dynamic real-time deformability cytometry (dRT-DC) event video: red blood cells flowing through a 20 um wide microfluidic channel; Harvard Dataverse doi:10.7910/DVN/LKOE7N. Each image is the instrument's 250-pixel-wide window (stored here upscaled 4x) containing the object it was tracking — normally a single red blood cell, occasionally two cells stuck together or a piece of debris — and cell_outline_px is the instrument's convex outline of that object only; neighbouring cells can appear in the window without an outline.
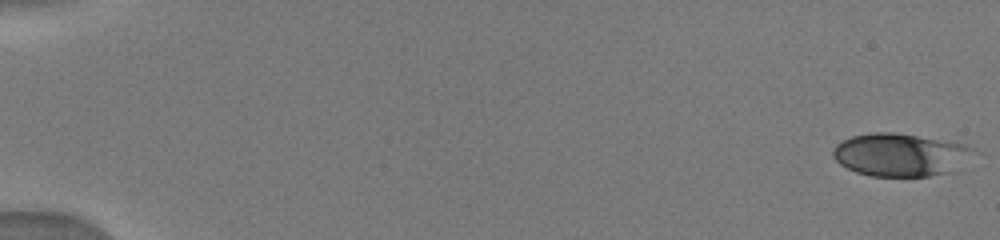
{"species": "human", "species_latin": "Homo sapiens", "temperature_condition": "warm", "stored_images_in_passage": 18, "camera_frame_rate_fps": 3000, "um_per_image_px": 0.085, "donor": {"sex": "male"}, "frame": {"image": 1, "passage_image": 1, "time_ms": 0.0, "image_size_px": [1000, 240], "cell_outline_px": [[980, 152], [956, 172], [928, 176], [868, 176], [856, 172], [840, 164], [832, 156], [832, 148], [840, 140], [852, 136], [872, 132], [896, 132], [956, 140], [968, 144], [976, 148]], "centroid_in_image_um": [76.68, 13.13], "position_along_channel_um": 8.3, "area_um2": 36.76}}
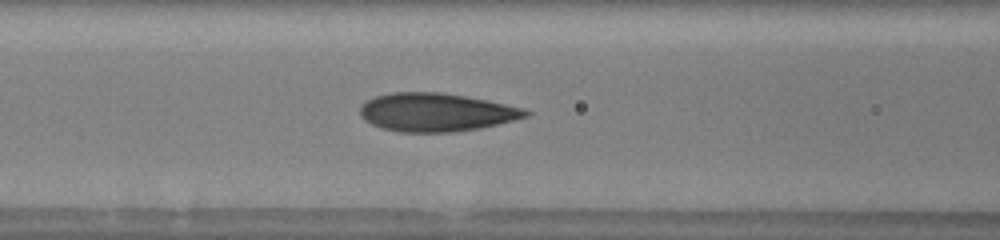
{"frame": {"image": 2, "passage_image": 13, "time_ms": 7.333, "image_size_px": [1000, 240], "cell_outline_px": [[532, 112], [528, 116], [480, 128], [452, 132], [400, 132], [380, 128], [364, 120], [360, 116], [360, 104], [376, 96], [388, 92], [440, 92], [488, 100], [524, 108]], "centroid_in_image_um": [37.04, 9.54], "position_along_channel_um": 129.6, "area_um2": 37.05}}
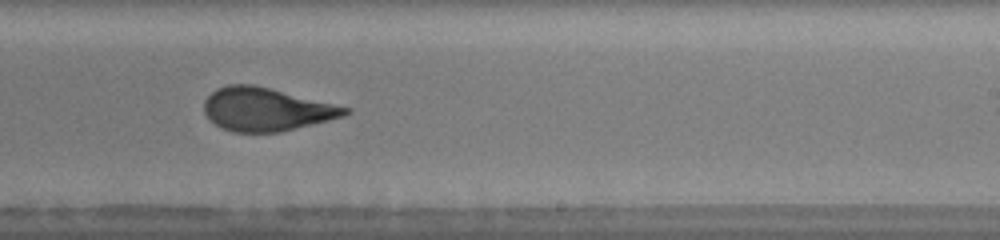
{"frame": {"image": 3, "passage_image": 17, "time_ms": 10.667, "image_size_px": [1000, 240], "cell_outline_px": [[352, 112], [344, 116], [280, 132], [232, 132], [220, 128], [208, 120], [204, 112], [204, 100], [216, 88], [228, 84], [252, 84], [352, 108]], "centroid_in_image_um": [22.59, 9.3], "position_along_channel_um": 266.4, "area_um2": 35.55}}